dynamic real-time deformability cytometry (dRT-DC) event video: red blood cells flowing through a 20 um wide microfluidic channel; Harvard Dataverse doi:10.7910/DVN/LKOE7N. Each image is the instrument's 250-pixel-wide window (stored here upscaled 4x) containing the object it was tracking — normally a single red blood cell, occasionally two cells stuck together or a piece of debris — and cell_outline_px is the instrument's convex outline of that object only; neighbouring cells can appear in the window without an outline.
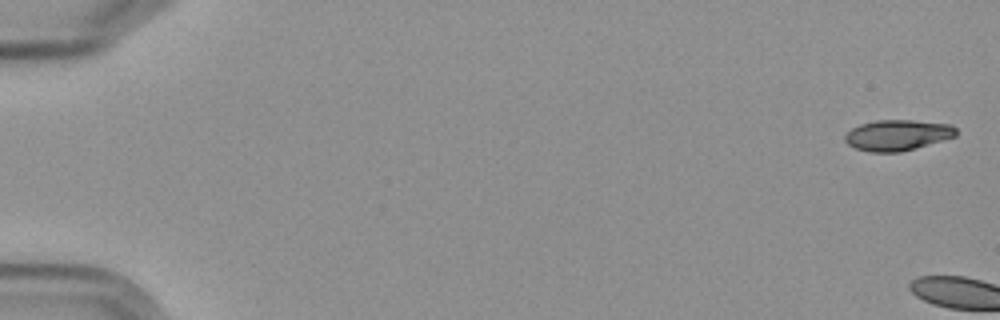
{"species": "Egyptian fruit bat (a non-hibernating species)", "species_latin": "Rousettus aegyptiacus", "temperature_condition": "cold", "stored_images_in_passage": 4, "camera_frame_rate_fps": 3000, "um_per_image_px": 0.085, "frame": {"image": 1, "passage_image": 1, "time_ms": 0.0, "image_size_px": [1000, 320], "cell_outline_px": [[956, 136], [900, 152], [872, 152], [856, 148], [848, 144], [844, 140], [844, 136], [852, 128], [860, 124], [876, 120], [912, 120], [952, 124], [956, 128]], "centroid_in_image_um": [76.28, 11.47], "position_along_channel_um": 8.7, "area_um2": 19.77}}